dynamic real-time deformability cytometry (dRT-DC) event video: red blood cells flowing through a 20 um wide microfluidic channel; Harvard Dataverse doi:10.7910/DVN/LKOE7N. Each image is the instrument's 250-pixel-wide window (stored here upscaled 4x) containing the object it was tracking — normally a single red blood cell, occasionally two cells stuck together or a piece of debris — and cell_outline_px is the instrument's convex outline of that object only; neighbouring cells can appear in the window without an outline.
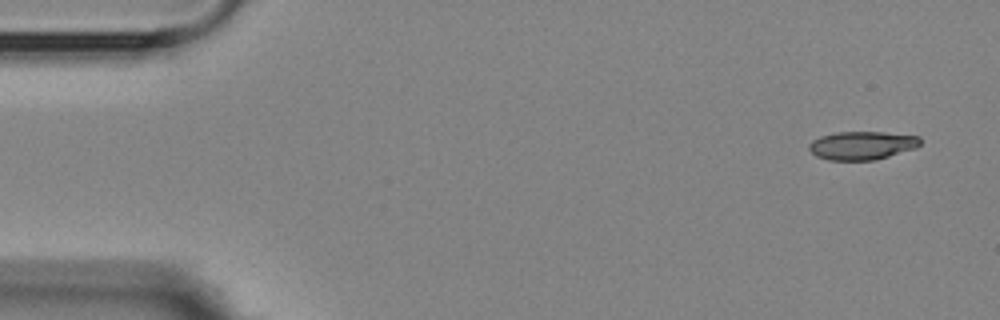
{"species": "Egyptian fruit bat (a non-hibernating species)", "species_latin": "Rousettus aegyptiacus", "temperature_condition": "room temperature", "stored_images_in_passage": 5, "camera_frame_rate_fps": 3000, "um_per_image_px": 0.085, "animal": {"sex": "female"}, "frame": {"image": 1, "passage_image": 1, "time_ms": 0.0, "image_size_px": [1000, 320], "cell_outline_px": [[920, 144], [916, 148], [876, 160], [828, 160], [816, 156], [808, 148], [808, 144], [812, 140], [820, 136], [836, 132], [884, 132], [920, 136]], "centroid_in_image_um": [73.26, 12.36], "position_along_channel_um": 11.7, "area_um2": 18.5}}
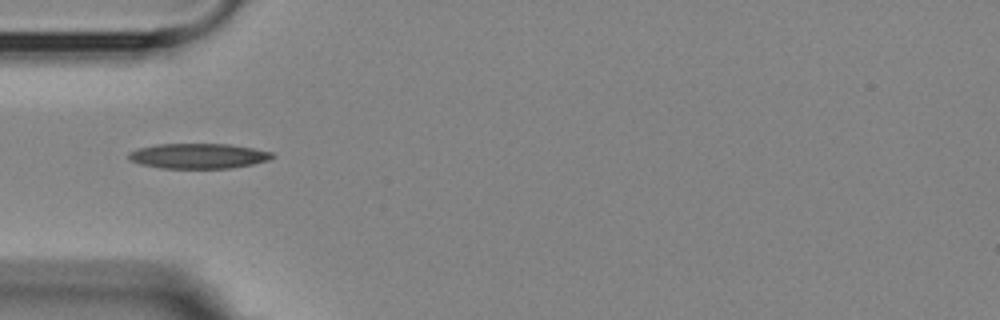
{"frame": {"image": 2, "passage_image": 5, "time_ms": 4.667, "image_size_px": [1000, 320], "cell_outline_px": [[276, 156], [268, 160], [252, 164], [232, 168], [160, 168], [140, 164], [128, 160], [128, 152], [136, 148], [156, 144], [228, 144], [252, 148], [272, 152]], "centroid_in_image_um": [16.81, 13.25], "position_along_channel_um": 68.2, "area_um2": 21.15}}